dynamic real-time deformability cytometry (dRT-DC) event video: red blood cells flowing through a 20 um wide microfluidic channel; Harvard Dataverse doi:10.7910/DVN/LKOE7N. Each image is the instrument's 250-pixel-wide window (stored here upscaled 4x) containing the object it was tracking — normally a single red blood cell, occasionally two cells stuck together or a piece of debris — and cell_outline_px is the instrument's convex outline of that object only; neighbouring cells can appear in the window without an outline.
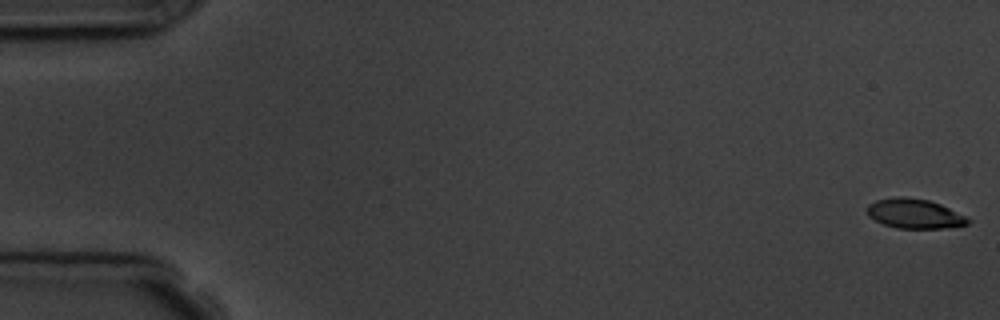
{"species": "common noctule bat (a hibernating species)", "species_latin": "Nyctalus noctula", "temperature_condition": "room temperature", "stored_images_in_passage": 6, "camera_frame_rate_fps": 3000, "um_per_image_px": 0.085, "animal": {"sex": "male", "body_mass_g": 19.5, "forearm_length_mm": 54.6}, "frame": {"image": 1, "passage_image": 1, "time_ms": 0.0, "image_size_px": [1000, 320], "cell_outline_px": [[972, 220], [968, 224], [940, 228], [896, 228], [884, 224], [868, 216], [868, 204], [876, 200], [900, 196], [928, 200], [940, 204]], "centroid_in_image_um": [77.71, 18.16], "position_along_channel_um": 7.3, "area_um2": 17.05}}